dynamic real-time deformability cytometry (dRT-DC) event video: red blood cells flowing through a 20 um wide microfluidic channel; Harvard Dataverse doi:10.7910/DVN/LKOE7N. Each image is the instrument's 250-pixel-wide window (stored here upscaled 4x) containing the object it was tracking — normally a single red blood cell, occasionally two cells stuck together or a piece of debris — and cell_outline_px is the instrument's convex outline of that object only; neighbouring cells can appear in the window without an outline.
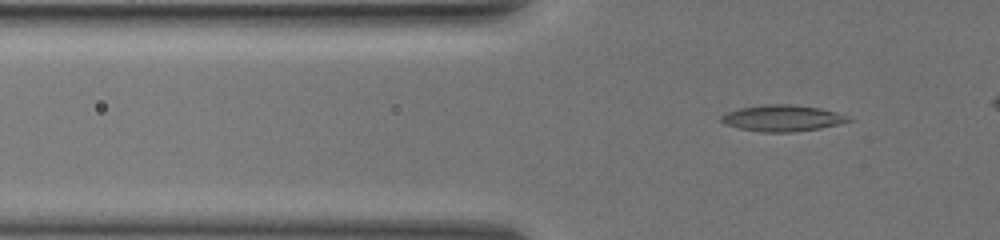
{"species": "common noctule bat (a hibernating species)", "species_latin": "Nyctalus noctula", "temperature_condition": "warm", "stored_images_in_passage": 42, "camera_frame_rate_fps": 3000, "um_per_image_px": 0.085, "animal": {"sex": "female", "body_mass_g": 19.5, "forearm_length_mm": 54.1}, "frame": {"image": 1, "passage_image": 14, "time_ms": 4.333, "image_size_px": [1000, 240], "cell_outline_px": [[852, 120], [820, 128], [792, 132], [764, 132], [740, 128], [724, 124], [720, 120], [720, 116], [728, 112], [740, 108], [764, 104], [788, 104], [820, 108], [836, 112], [848, 116]], "centroid_in_image_um": [66.47, 10.04], "position_along_channel_um": 59.3, "area_um2": 19.25}}
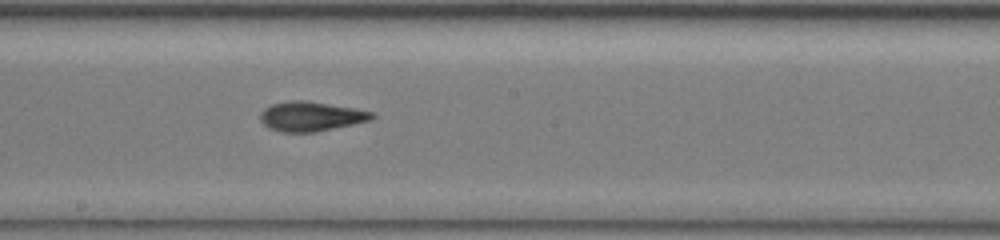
{"frame": {"image": 2, "passage_image": 26, "time_ms": 8.333, "image_size_px": [1000, 240], "cell_outline_px": [[376, 116], [372, 120], [316, 132], [280, 132], [268, 128], [260, 120], [260, 112], [264, 108], [272, 104], [288, 100], [304, 100], [352, 108], [372, 112]], "centroid_in_image_um": [26.39, 9.9], "position_along_channel_um": 221.8, "area_um2": 19.25}}
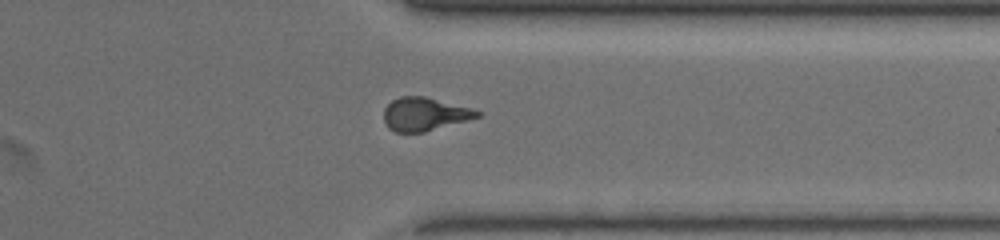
{"frame": {"image": 3, "passage_image": 37, "time_ms": 12.0, "image_size_px": [1000, 240], "cell_outline_px": [[484, 112], [480, 116], [424, 132], [396, 132], [388, 128], [384, 120], [384, 108], [392, 100], [400, 96], [424, 96], [472, 108]], "centroid_in_image_um": [36.09, 9.69], "position_along_channel_um": 375.3, "area_um2": 18.03}}